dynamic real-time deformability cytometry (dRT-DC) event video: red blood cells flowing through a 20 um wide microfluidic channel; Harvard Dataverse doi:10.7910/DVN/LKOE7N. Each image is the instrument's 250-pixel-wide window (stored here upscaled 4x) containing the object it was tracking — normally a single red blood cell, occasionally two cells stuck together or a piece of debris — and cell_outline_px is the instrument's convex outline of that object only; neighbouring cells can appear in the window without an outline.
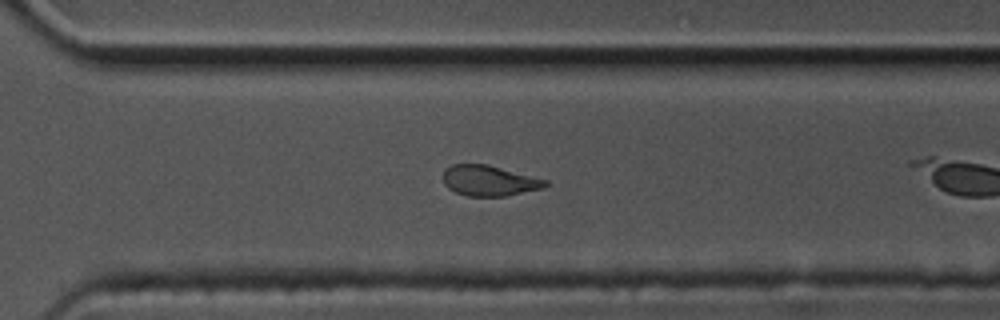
{"species": "common noctule bat (a hibernating species)", "species_latin": "Nyctalus noctula", "temperature_condition": "cold", "stored_images_in_passage": 31, "camera_frame_rate_fps": 3000, "um_per_image_px": 0.085, "animal": {"sex": "male", "body_mass_g": 17.5, "forearm_length_mm": 52.3}, "frame": {"image": 1, "passage_image": 27, "time_ms": 8.667, "image_size_px": [1000, 320], "cell_outline_px": [[548, 184], [544, 188], [504, 196], [468, 196], [456, 192], [448, 188], [444, 184], [444, 168], [452, 164], [488, 164], [548, 180]], "centroid_in_image_um": [41.58, 15.35], "position_along_channel_um": 329.0, "area_um2": 18.21}}